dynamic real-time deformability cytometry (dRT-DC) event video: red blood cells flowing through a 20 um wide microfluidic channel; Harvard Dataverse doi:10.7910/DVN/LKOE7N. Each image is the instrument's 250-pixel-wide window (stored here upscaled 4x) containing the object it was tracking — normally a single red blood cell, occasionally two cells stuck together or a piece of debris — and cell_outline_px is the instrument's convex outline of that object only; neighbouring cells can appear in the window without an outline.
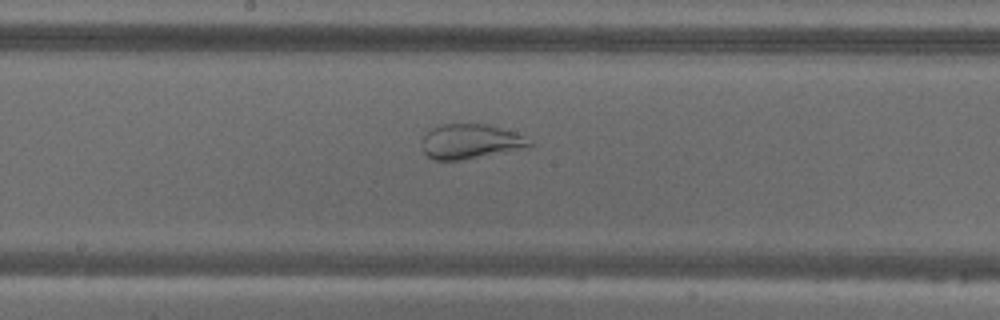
{"species": "common noctule bat (a hibernating species)", "species_latin": "Nyctalus noctula", "temperature_condition": "warm", "stored_images_in_passage": 55, "camera_frame_rate_fps": 3000, "um_per_image_px": 0.085, "animal": {"sex": "male", "body_mass_g": 18.8}, "frame": {"image": 1, "passage_image": 29, "time_ms": 9.333, "image_size_px": [1000, 320], "cell_outline_px": [[536, 144], [532, 148], [460, 160], [432, 160], [424, 152], [420, 144], [424, 136], [432, 128], [440, 124], [488, 124], [516, 132], [524, 136]], "centroid_in_image_um": [40.05, 12.03], "position_along_channel_um": 208.1, "area_um2": 22.25}}
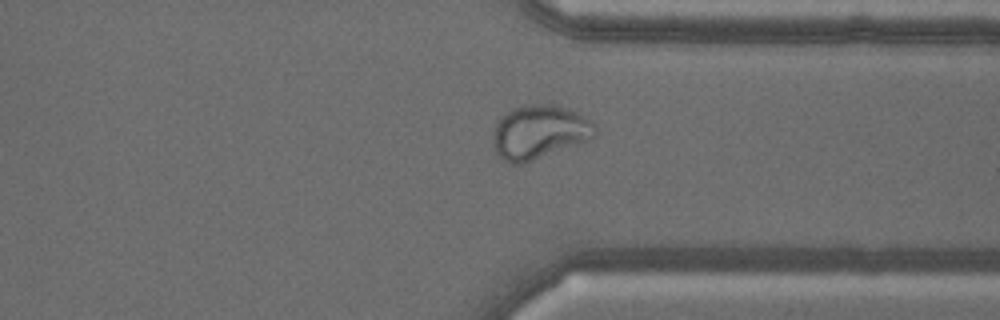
{"frame": {"image": 2, "passage_image": 42, "time_ms": 13.667, "image_size_px": [1000, 320], "cell_outline_px": [[596, 136], [580, 144], [524, 164], [512, 164], [504, 160], [496, 152], [492, 140], [492, 136], [496, 124], [500, 116], [512, 108], [528, 104], [552, 104], [568, 108], [576, 112], [596, 124]], "centroid_in_image_um": [45.84, 11.23], "position_along_channel_um": 365.6, "area_um2": 32.43}}
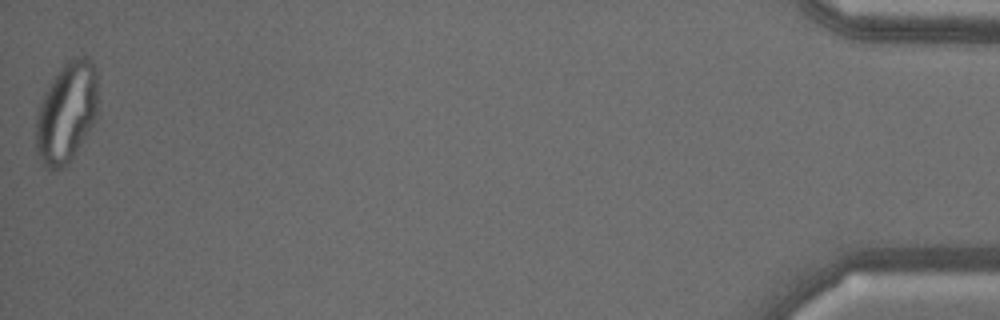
{"frame": {"image": 3, "passage_image": 55, "time_ms": 18.0, "image_size_px": [1000, 320], "cell_outline_px": [[96, 116], [92, 124], [68, 164], [52, 172], [44, 168], [36, 152], [36, 116], [40, 104], [48, 84], [52, 76], [68, 60], [76, 56], [88, 56], [92, 60], [96, 72]], "centroid_in_image_um": [5.62, 9.56], "position_along_channel_um": 429.6, "area_um2": 36.36}}